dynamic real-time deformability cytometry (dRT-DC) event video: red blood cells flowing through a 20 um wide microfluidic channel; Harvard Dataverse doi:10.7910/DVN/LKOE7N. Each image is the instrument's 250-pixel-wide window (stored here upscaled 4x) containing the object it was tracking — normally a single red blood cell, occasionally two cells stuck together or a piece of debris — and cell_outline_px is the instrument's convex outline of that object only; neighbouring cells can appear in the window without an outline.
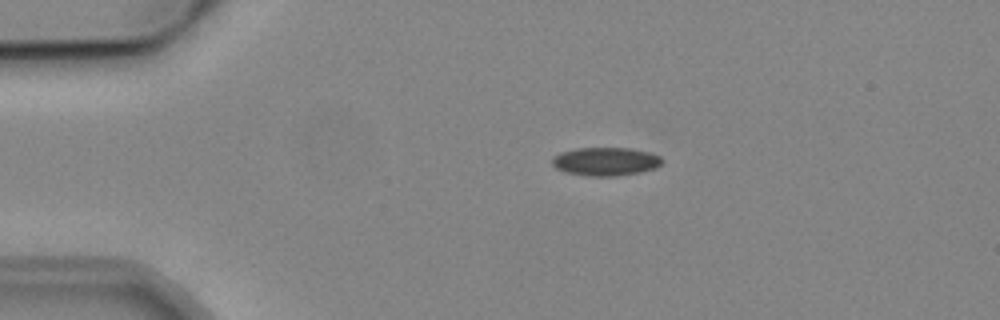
{"species": "common noctule bat (a hibernating species)", "species_latin": "Nyctalus noctula", "temperature_condition": "cold", "stored_images_in_passage": 5, "camera_frame_rate_fps": 3000, "um_per_image_px": 0.085, "animal": {"sex": "male", "body_mass_g": 19.2, "forearm_length_mm": 51.8}, "frame": {"image": 1, "passage_image": 5, "time_ms": 4.667, "image_size_px": [1000, 320], "cell_outline_px": [[664, 160], [656, 168], [640, 172], [612, 176], [588, 176], [568, 172], [556, 168], [552, 164], [552, 156], [560, 152], [576, 148], [628, 148], [648, 152], [660, 156]], "centroid_in_image_um": [51.46, 13.72], "position_along_channel_um": 33.5, "area_um2": 18.09}}